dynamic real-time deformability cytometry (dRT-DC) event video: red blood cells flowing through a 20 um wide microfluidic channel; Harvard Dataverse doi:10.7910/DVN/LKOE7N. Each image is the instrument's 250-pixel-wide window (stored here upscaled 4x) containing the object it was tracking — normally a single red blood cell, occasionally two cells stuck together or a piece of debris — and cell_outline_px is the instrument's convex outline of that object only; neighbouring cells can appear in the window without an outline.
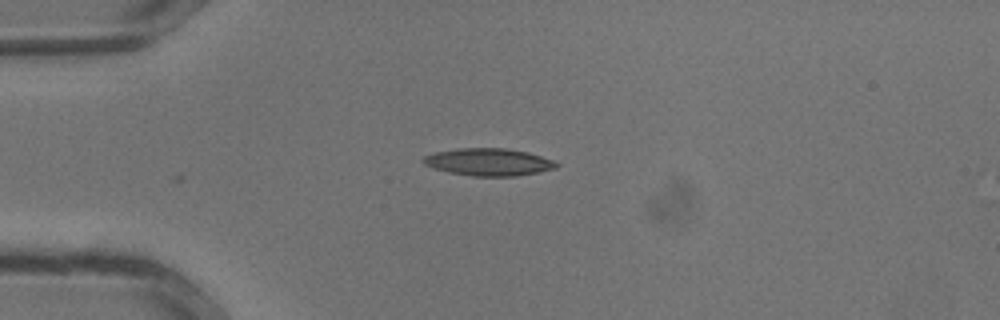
{"species": "common noctule bat (a hibernating species)", "species_latin": "Nyctalus noctula", "temperature_condition": "warm", "stored_images_in_passage": 3, "camera_frame_rate_fps": 3000, "um_per_image_px": 0.085, "animal": {"sex": "male", "body_mass_g": 13.3}, "frame": {"image": 1, "passage_image": 3, "time_ms": 0.667, "image_size_px": [1000, 320], "cell_outline_px": [[560, 164], [556, 168], [540, 172], [516, 176], [472, 176], [448, 172], [432, 168], [424, 164], [420, 160], [424, 156], [436, 152], [456, 148], [504, 148], [528, 152], [552, 160]], "centroid_in_image_um": [41.51, 13.77], "position_along_channel_um": 43.5, "area_um2": 21.33}}